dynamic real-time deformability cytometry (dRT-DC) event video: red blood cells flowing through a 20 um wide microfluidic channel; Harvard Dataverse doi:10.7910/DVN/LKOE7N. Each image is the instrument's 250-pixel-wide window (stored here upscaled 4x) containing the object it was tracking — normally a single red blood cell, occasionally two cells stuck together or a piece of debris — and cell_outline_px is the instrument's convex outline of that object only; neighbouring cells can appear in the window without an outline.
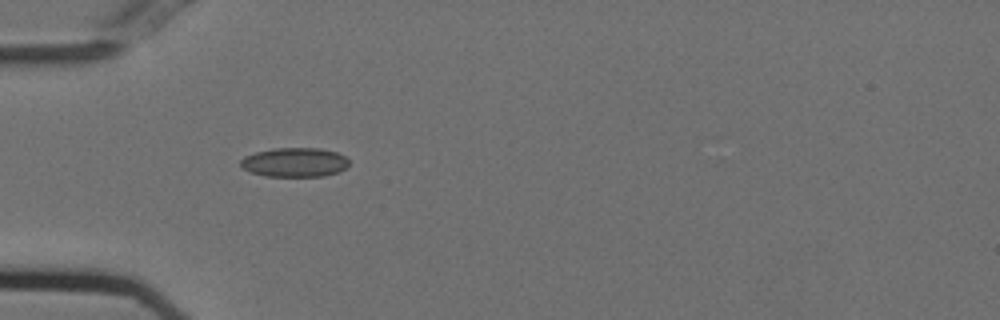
{"species": "Egyptian fruit bat (a non-hibernating species)", "species_latin": "Rousettus aegyptiacus", "temperature_condition": "cold", "stored_images_in_passage": 34, "camera_frame_rate_fps": 3000, "um_per_image_px": 0.085, "animal": {"sex": "female"}, "frame": {"image": 1, "passage_image": 1, "time_ms": 0.0, "image_size_px": [1000, 320], "cell_outline_px": [[348, 164], [344, 168], [336, 172], [324, 176], [264, 176], [252, 172], [244, 168], [240, 164], [240, 160], [244, 156], [256, 152], [272, 148], [320, 148], [336, 152], [344, 156], [348, 160]], "centroid_in_image_um": [25.02, 13.79], "position_along_channel_um": 60.0, "area_um2": 18.32}}
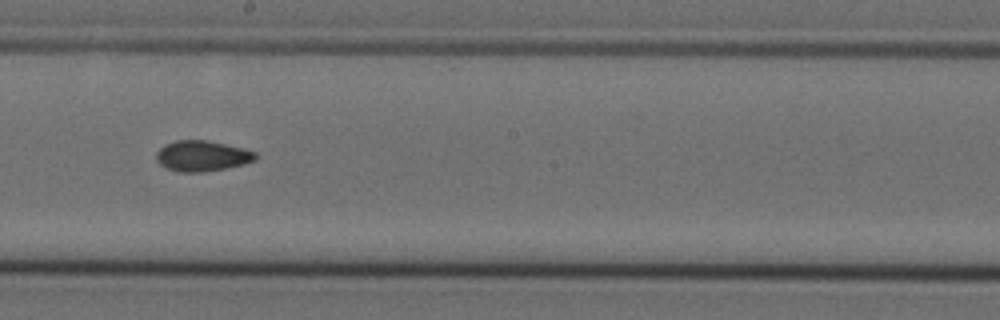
{"frame": {"image": 2, "passage_image": 15, "time_ms": 4.667, "image_size_px": [1000, 320], "cell_outline_px": [[256, 160], [244, 164], [204, 172], [180, 172], [168, 168], [160, 164], [156, 160], [156, 152], [164, 144], [176, 140], [208, 140], [256, 152]], "centroid_in_image_um": [17.15, 13.25], "position_along_channel_um": 231.1, "area_um2": 17.57}}
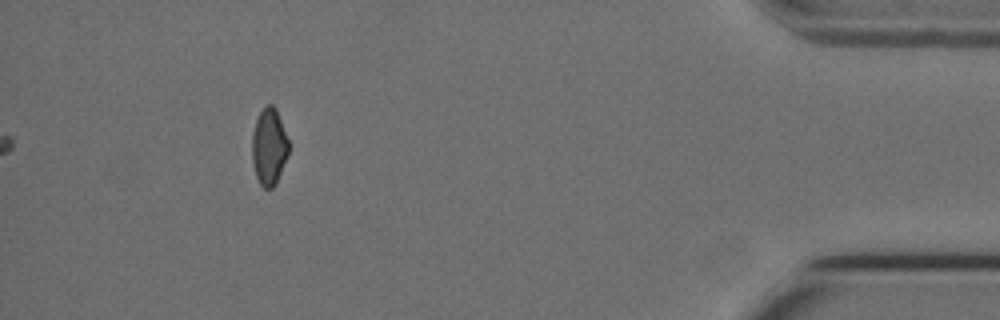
{"frame": {"image": 3, "passage_image": 34, "time_ms": 11.0, "image_size_px": [1000, 320], "cell_outline_px": [[288, 156], [276, 184], [272, 188], [264, 188], [260, 184], [256, 176], [252, 164], [252, 132], [256, 120], [264, 104], [272, 104], [276, 108], [288, 140]], "centroid_in_image_um": [22.86, 12.47], "position_along_channel_um": 412.3, "area_um2": 16.53}, "authors_computed_cell_mechanics": {"area_um2": 17.3689, "velocity_mm_per_s": 3.7511, "shape_relaxation_time_tau1_ms": null, "shape_relaxation_time_tau2_ms": 4.0152, "deformation_change_tau1": null, "deformation_change_tau2": 0.0807}}